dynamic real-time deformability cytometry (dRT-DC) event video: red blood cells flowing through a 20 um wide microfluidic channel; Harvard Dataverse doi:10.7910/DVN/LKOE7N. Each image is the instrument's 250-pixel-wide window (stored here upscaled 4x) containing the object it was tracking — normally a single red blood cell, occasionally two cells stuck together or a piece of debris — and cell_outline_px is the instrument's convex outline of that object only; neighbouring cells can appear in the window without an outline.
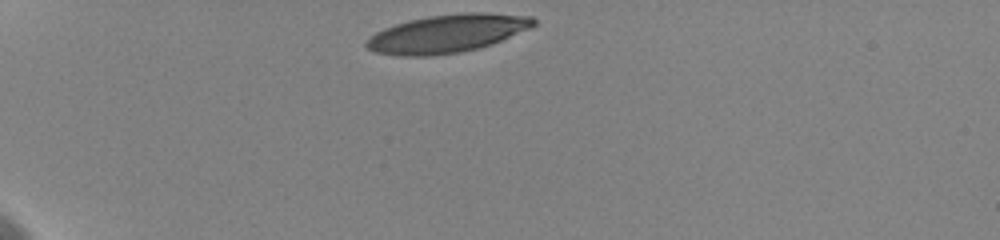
{"species": "human", "species_latin": "Homo sapiens", "temperature_condition": "cold", "stored_images_in_passage": 35, "camera_frame_rate_fps": 3000, "um_per_image_px": 0.085, "donor": {"sex": "female"}, "frame": {"image": 1, "passage_image": 1, "time_ms": 0.0, "image_size_px": [1000, 240], "cell_outline_px": [[536, 24], [528, 28], [492, 44], [480, 48], [460, 52], [428, 56], [400, 56], [376, 52], [368, 48], [364, 44], [364, 40], [376, 32], [384, 28], [396, 24], [428, 16], [464, 12], [484, 12], [532, 16], [536, 20]], "centroid_in_image_um": [38.0, 2.85], "position_along_channel_um": 47.0, "area_um2": 36.99}}
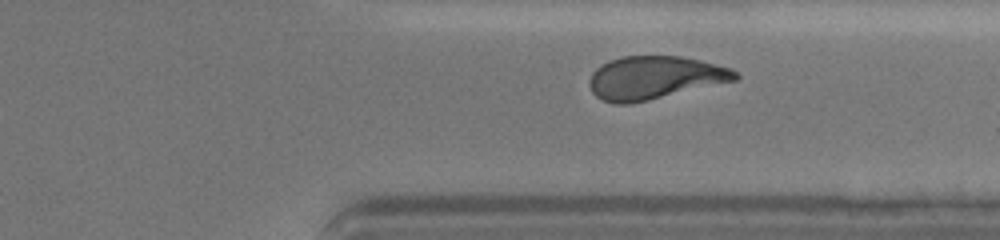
{"frame": {"image": 2, "passage_image": 31, "time_ms": 10.0, "image_size_px": [1000, 240], "cell_outline_px": [[740, 76], [736, 80], [628, 104], [616, 104], [604, 100], [596, 96], [592, 92], [588, 84], [588, 80], [592, 72], [596, 68], [620, 56], [680, 56], [700, 60], [732, 68], [740, 72]], "centroid_in_image_um": [55.64, 6.59], "position_along_channel_um": 355.8, "area_um2": 36.36}}
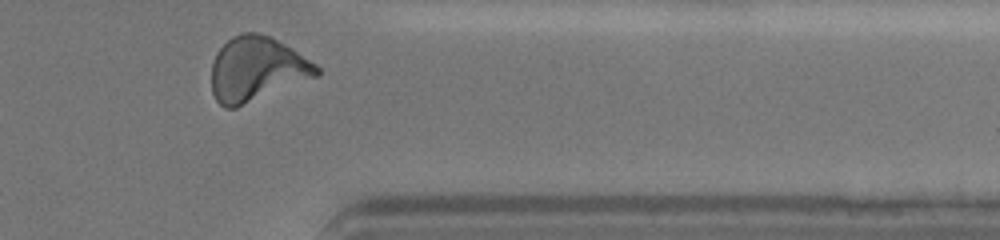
{"frame": {"image": 3, "passage_image": 34, "time_ms": 11.0, "image_size_px": [1000, 240], "cell_outline_px": [[320, 76], [236, 108], [224, 108], [216, 100], [212, 92], [212, 60], [216, 52], [232, 36], [240, 32], [260, 32], [272, 36], [292, 48], [316, 64], [320, 68]], "centroid_in_image_um": [21.84, 5.87], "position_along_channel_um": 389.6, "area_um2": 40.06}, "authors_computed_cell_mechanics": {"area_um2": 37.4544, "velocity_mm_per_s": 3.581, "shape_relaxation_time_tau1_ms": 3.9597, "shape_relaxation_time_tau2_ms": 1.798, "deformation_change_tau1": 0.1764, "deformation_change_tau2": 0.0966}}